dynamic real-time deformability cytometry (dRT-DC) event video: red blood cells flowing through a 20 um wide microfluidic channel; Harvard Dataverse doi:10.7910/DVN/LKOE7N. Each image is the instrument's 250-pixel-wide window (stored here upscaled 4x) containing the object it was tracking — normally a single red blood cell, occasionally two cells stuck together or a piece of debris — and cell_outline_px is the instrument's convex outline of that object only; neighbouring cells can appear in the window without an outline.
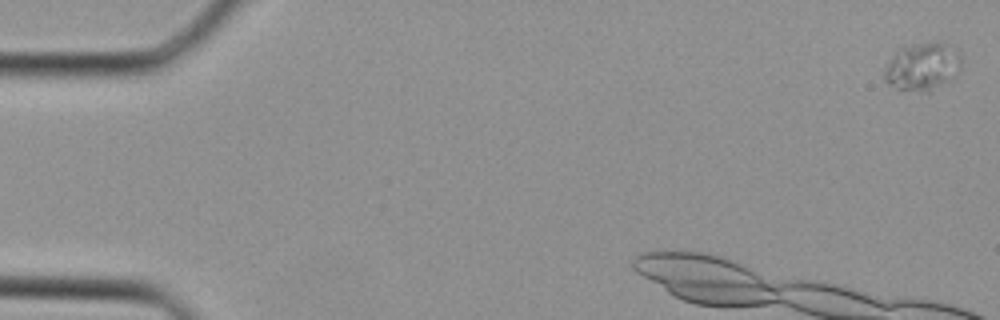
{"species": "Egyptian fruit bat (a non-hibernating species)", "species_latin": "Rousettus aegyptiacus", "temperature_condition": "cold", "stored_images_in_passage": 7, "camera_frame_rate_fps": 3000, "um_per_image_px": 0.085, "animal": {"sex": "female"}, "frame": {"image": 1, "passage_image": 1, "time_ms": 0.0, "image_size_px": [1000, 320], "cell_outline_px": [[960, 68], [948, 80], [928, 92], [924, 92], [896, 88], [888, 84], [884, 80], [884, 68], [892, 56], [896, 52], [904, 48], [936, 40], [944, 44], [956, 52], [960, 56]], "centroid_in_image_um": [78.36, 5.68], "position_along_channel_um": 6.6, "area_um2": 20.69}}